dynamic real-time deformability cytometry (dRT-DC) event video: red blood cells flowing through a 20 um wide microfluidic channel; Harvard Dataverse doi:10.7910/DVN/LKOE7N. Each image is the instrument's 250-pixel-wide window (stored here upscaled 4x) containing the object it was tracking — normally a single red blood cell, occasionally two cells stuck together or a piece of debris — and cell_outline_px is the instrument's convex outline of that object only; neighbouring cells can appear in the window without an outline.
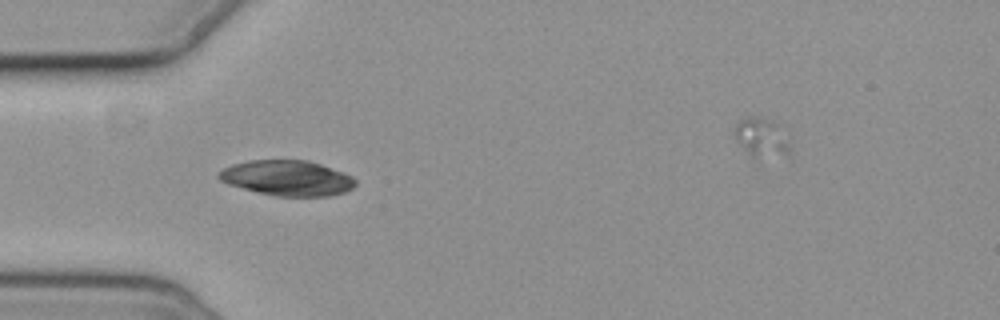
{"species": "common noctule bat (a hibernating species)", "species_latin": "Nyctalus noctula", "temperature_condition": "cold", "stored_images_in_passage": 6, "camera_frame_rate_fps": 3000, "um_per_image_px": 0.085, "animal": {"sex": "female", "body_mass_g": 19.3, "forearm_length_mm": 54.1}, "frame": {"image": 1, "passage_image": 5, "time_ms": 5.667, "image_size_px": [1000, 320], "cell_outline_px": [[356, 184], [352, 188], [344, 192], [328, 196], [276, 196], [256, 192], [228, 184], [220, 180], [216, 176], [216, 172], [232, 164], [248, 160], [308, 160], [344, 172], [352, 176], [356, 180]], "centroid_in_image_um": [24.39, 15.13], "position_along_channel_um": 60.6, "area_um2": 28.26}}
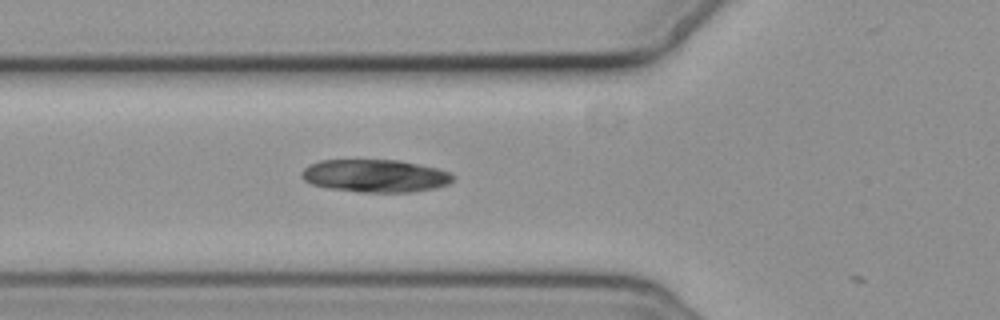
{"frame": {"image": 2, "passage_image": 6, "time_ms": 6.667, "image_size_px": [1000, 320], "cell_outline_px": [[456, 176], [448, 184], [436, 188], [408, 192], [360, 192], [328, 188], [312, 184], [304, 180], [300, 176], [300, 172], [304, 168], [320, 160], [400, 160], [436, 168], [448, 172]], "centroid_in_image_um": [31.88, 14.94], "position_along_channel_um": 93.9, "area_um2": 28.84}}